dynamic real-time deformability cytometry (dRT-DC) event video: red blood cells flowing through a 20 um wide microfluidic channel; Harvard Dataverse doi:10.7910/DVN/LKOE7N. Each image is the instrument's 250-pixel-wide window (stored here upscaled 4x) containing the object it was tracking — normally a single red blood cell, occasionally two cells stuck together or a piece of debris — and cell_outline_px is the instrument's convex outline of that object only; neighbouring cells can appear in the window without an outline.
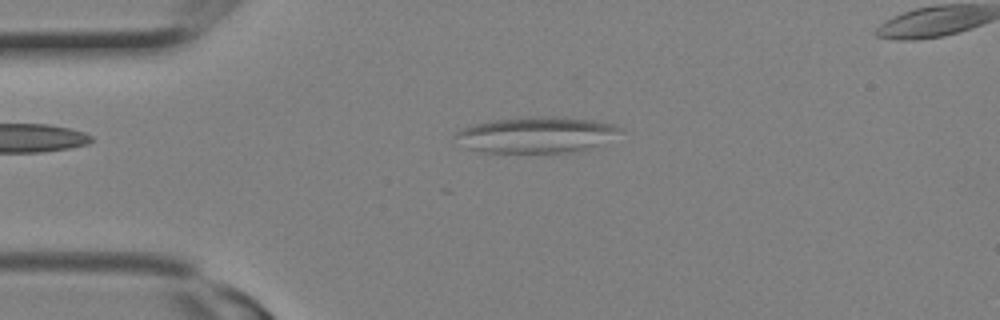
{"species": "Egyptian fruit bat (a non-hibernating species)", "species_latin": "Rousettus aegyptiacus", "temperature_condition": "room temperature", "stored_images_in_passage": 19, "camera_frame_rate_fps": 3000, "um_per_image_px": 0.085, "animal": {"sex": "female"}, "frame": {"image": 1, "passage_image": 4, "time_ms": 1.0, "image_size_px": [1000, 320], "cell_outline_px": [[624, 128], [596, 144], [580, 152], [484, 152], [468, 148], [456, 136], [456, 132], [464, 128], [476, 124], [492, 120], [528, 116], [556, 116], [592, 120], [612, 124]], "centroid_in_image_um": [45.57, 11.44], "position_along_channel_um": 39.4, "area_um2": 33.76}}
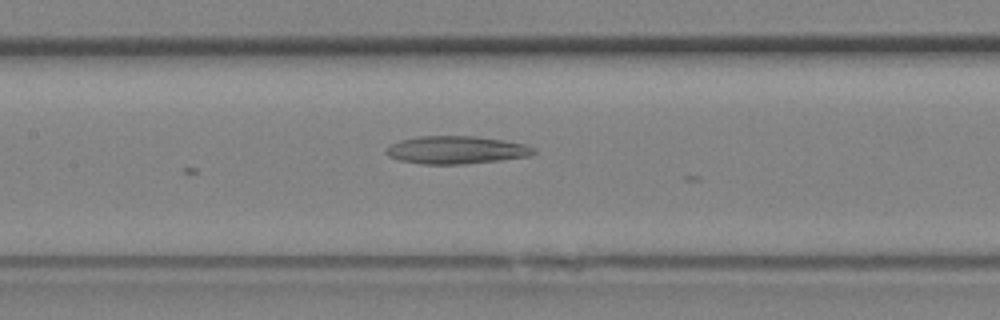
{"frame": {"image": 2, "passage_image": 10, "time_ms": 3.0, "image_size_px": [1000, 320], "cell_outline_px": [[536, 152], [528, 156], [500, 160], [464, 164], [420, 164], [400, 160], [388, 156], [384, 152], [392, 144], [400, 140], [420, 136], [476, 136], [504, 140], [524, 144], [536, 148]], "centroid_in_image_um": [38.79, 12.74], "position_along_channel_um": 168.6, "area_um2": 23.87}}